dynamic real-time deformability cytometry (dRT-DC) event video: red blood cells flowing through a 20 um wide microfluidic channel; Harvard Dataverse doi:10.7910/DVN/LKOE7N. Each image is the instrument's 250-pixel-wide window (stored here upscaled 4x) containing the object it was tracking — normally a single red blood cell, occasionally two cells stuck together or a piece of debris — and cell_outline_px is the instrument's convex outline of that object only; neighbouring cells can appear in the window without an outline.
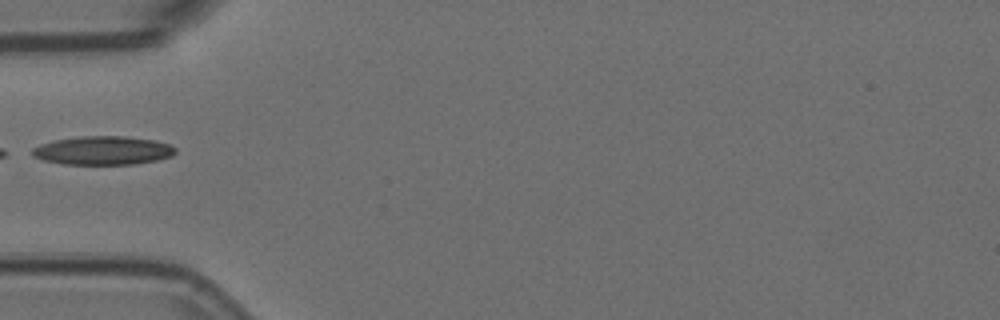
{"species": "Egyptian fruit bat (a non-hibernating species)", "species_latin": "Rousettus aegyptiacus", "temperature_condition": "room temperature", "stored_images_in_passage": 1, "camera_frame_rate_fps": 3000, "um_per_image_px": 0.085, "animal": {"sex": "female"}, "frame": {"image": 1, "passage_image": 1, "time_ms": 0.0, "image_size_px": [1000, 320], "cell_outline_px": [[176, 152], [172, 156], [156, 160], [132, 164], [64, 164], [44, 160], [32, 156], [32, 148], [40, 144], [56, 140], [80, 136], [124, 136], [156, 140], [172, 144], [176, 148]], "centroid_in_image_um": [8.78, 12.78], "position_along_channel_um": 76.2, "area_um2": 23.93}}